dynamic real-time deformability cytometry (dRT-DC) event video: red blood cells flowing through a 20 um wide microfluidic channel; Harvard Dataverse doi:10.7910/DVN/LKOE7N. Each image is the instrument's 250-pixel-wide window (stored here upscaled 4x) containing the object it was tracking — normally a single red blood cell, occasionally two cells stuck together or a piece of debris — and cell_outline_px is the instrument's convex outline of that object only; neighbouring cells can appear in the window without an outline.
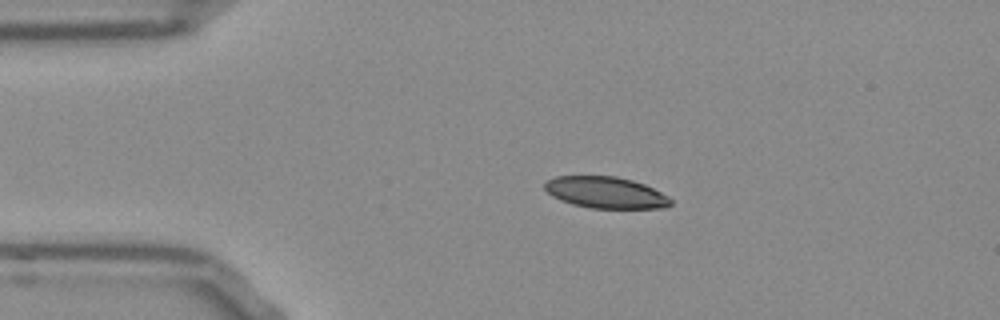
{"species": "Egyptian fruit bat (a non-hibernating species)", "species_latin": "Rousettus aegyptiacus", "temperature_condition": "room temperature", "stored_images_in_passage": 45, "camera_frame_rate_fps": 3000, "um_per_image_px": 0.085, "frame": {"image": 1, "passage_image": 9, "time_ms": 2.667, "image_size_px": [1000, 320], "cell_outline_px": [[672, 204], [664, 208], [592, 208], [572, 204], [560, 200], [552, 196], [544, 188], [544, 184], [548, 180], [556, 176], [616, 176], [632, 180], [644, 184], [668, 196], [672, 200]], "centroid_in_image_um": [51.48, 16.36], "position_along_channel_um": 33.5, "area_um2": 23.06}}
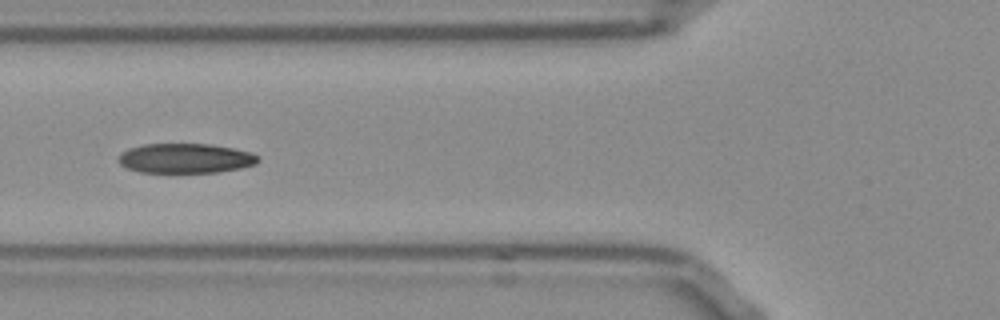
{"frame": {"image": 2, "passage_image": 18, "time_ms": 5.667, "image_size_px": [1000, 320], "cell_outline_px": [[260, 160], [256, 164], [240, 168], [216, 172], [140, 172], [128, 168], [120, 164], [116, 160], [120, 152], [128, 148], [144, 144], [212, 144], [252, 152], [260, 156]], "centroid_in_image_um": [15.76, 13.45], "position_along_channel_um": 110.0, "area_um2": 24.33}}
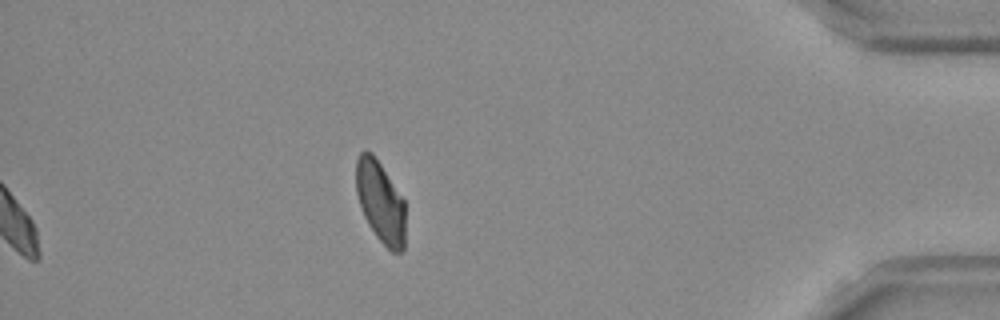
{"frame": {"image": 3, "passage_image": 45, "time_ms": 14.667, "image_size_px": [1000, 320], "cell_outline_px": [[404, 248], [400, 252], [392, 252], [376, 236], [368, 224], [364, 216], [356, 192], [356, 160], [360, 152], [372, 152], [404, 200]], "centroid_in_image_um": [32.32, 17.17], "position_along_channel_um": 402.9, "area_um2": 23.06}, "authors_computed_cell_mechanics": {"area_um2": 24.1604, "velocity_mm_per_s": 3.7885, "shape_relaxation_time_tau1_ms": 5.9926, "shape_relaxation_time_tau2_ms": 2.6604, "deformation_change_tau1": 0.1576, "deformation_change_tau2": 0.0826}}